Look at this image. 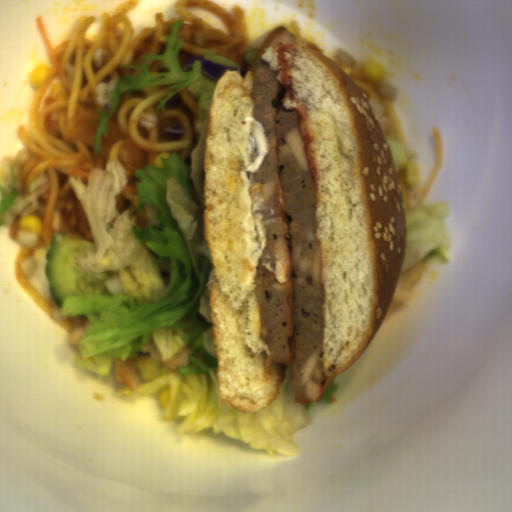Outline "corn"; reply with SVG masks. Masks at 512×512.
<instances>
[{
	"instance_id": "51d56268",
	"label": "corn",
	"mask_w": 512,
	"mask_h": 512,
	"mask_svg": "<svg viewBox=\"0 0 512 512\" xmlns=\"http://www.w3.org/2000/svg\"><path fill=\"white\" fill-rule=\"evenodd\" d=\"M363 76L372 83L384 82L386 73L381 63L376 60H366L359 65Z\"/></svg>"
},
{
	"instance_id": "f1292c28",
	"label": "corn",
	"mask_w": 512,
	"mask_h": 512,
	"mask_svg": "<svg viewBox=\"0 0 512 512\" xmlns=\"http://www.w3.org/2000/svg\"><path fill=\"white\" fill-rule=\"evenodd\" d=\"M36 22H37L38 28L40 30V33L42 35V38L44 40L47 51L49 53L50 69L54 70L56 75H60V72H61L60 61L54 53L53 47L51 45V42H50L49 36L47 34V31H46V28L43 23L41 15L38 16Z\"/></svg>"
},
{
	"instance_id": "5cfa1b94",
	"label": "corn",
	"mask_w": 512,
	"mask_h": 512,
	"mask_svg": "<svg viewBox=\"0 0 512 512\" xmlns=\"http://www.w3.org/2000/svg\"><path fill=\"white\" fill-rule=\"evenodd\" d=\"M17 224L21 230L35 232L38 236L41 234V221L36 215L21 216Z\"/></svg>"
},
{
	"instance_id": "cfcad685",
	"label": "corn",
	"mask_w": 512,
	"mask_h": 512,
	"mask_svg": "<svg viewBox=\"0 0 512 512\" xmlns=\"http://www.w3.org/2000/svg\"><path fill=\"white\" fill-rule=\"evenodd\" d=\"M51 66L46 64H39L29 74L28 80L33 88L38 87L44 79L50 74Z\"/></svg>"
},
{
	"instance_id": "2b8c4276",
	"label": "corn",
	"mask_w": 512,
	"mask_h": 512,
	"mask_svg": "<svg viewBox=\"0 0 512 512\" xmlns=\"http://www.w3.org/2000/svg\"><path fill=\"white\" fill-rule=\"evenodd\" d=\"M404 178L405 183L409 187H416L418 184V181L420 179V172H419V166L417 163L409 162L406 164L405 171H404Z\"/></svg>"
}]
</instances>
